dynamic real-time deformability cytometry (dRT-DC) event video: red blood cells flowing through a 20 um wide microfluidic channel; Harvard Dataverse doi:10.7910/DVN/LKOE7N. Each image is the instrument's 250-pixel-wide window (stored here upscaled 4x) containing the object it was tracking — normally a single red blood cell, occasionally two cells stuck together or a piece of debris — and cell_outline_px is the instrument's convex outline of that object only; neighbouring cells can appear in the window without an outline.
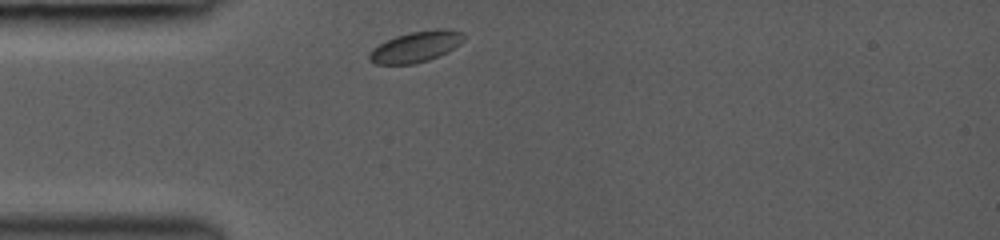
{"species": "common noctule bat (a hibernating species)", "species_latin": "Nyctalus noctula", "temperature_condition": "room temperature", "stored_images_in_passage": 26, "camera_frame_rate_fps": 3000, "um_per_image_px": 0.085, "animal": {"sex": "female", "body_mass_g": 19.0, "forearm_length_mm": 53.3}, "frame": {"image": 1, "passage_image": 1, "time_ms": 0.0, "image_size_px": [1000, 240], "cell_outline_px": [[464, 40], [448, 52], [428, 60], [412, 64], [376, 64], [368, 60], [368, 56], [372, 48], [396, 36], [408, 32], [436, 28], [444, 28], [464, 32]], "centroid_in_image_um": [35.36, 3.96], "position_along_channel_um": 49.6, "area_um2": 17.05}}
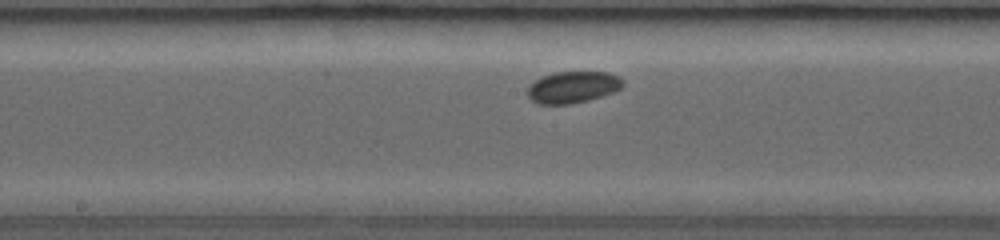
{"frame": {"image": 2, "passage_image": 10, "time_ms": 4.0, "image_size_px": [1000, 240], "cell_outline_px": [[624, 84], [616, 92], [588, 100], [572, 104], [536, 104], [528, 96], [528, 84], [540, 76], [556, 72], [608, 72], [620, 76], [624, 80]], "centroid_in_image_um": [48.69, 7.4], "position_along_channel_um": 199.5, "area_um2": 17.92}}
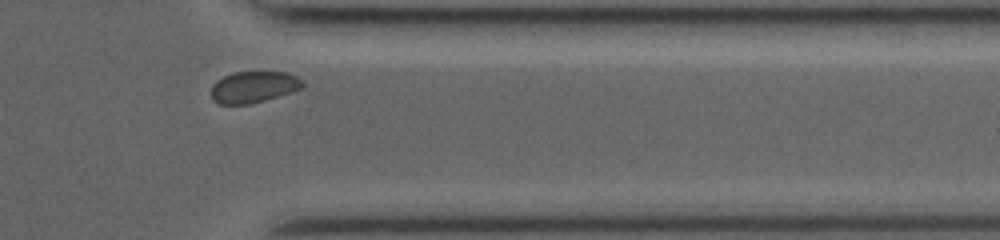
{"frame": {"image": 3, "passage_image": 21, "time_ms": 8.667, "image_size_px": [1000, 240], "cell_outline_px": [[304, 84], [300, 88], [292, 92], [264, 100], [248, 104], [216, 104], [212, 100], [212, 84], [216, 80], [232, 72], [288, 72], [296, 76]], "centroid_in_image_um": [21.51, 7.39], "position_along_channel_um": 389.9, "area_um2": 16.7}}